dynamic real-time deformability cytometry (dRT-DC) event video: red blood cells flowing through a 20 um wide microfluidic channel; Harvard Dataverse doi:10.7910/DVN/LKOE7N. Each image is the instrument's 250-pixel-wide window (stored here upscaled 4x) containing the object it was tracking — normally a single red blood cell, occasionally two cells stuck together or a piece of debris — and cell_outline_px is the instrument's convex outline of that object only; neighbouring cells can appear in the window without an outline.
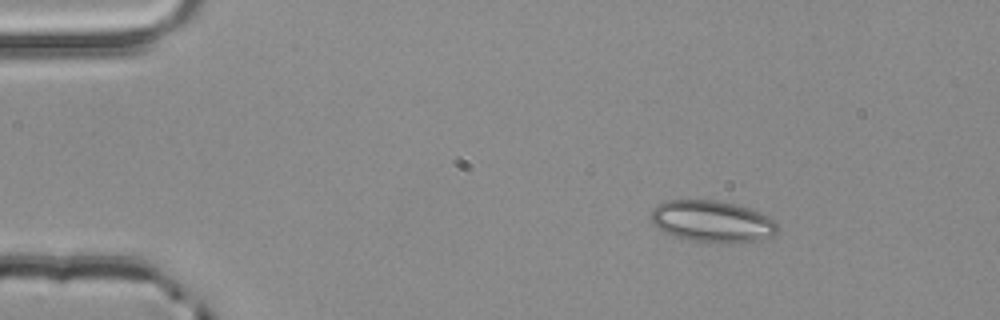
{"species": "common noctule bat (a hibernating species)", "species_latin": "Nyctalus noctula", "temperature_condition": "room temperature", "stored_images_in_passage": 2, "camera_frame_rate_fps": 3000, "um_per_image_px": 0.085, "animal": {"sex": "male", "body_mass_g": 20.4}, "frame": {"image": 1, "passage_image": 1, "time_ms": 0.0, "image_size_px": [1000, 320], "cell_outline_px": [[780, 228], [772, 236], [760, 240], [732, 244], [720, 244], [688, 240], [672, 236], [664, 232], [652, 224], [652, 208], [668, 200], [716, 200], [736, 204], [748, 208], [768, 216]], "centroid_in_image_um": [60.54, 18.85], "position_along_channel_um": 24.5, "area_um2": 31.04}}